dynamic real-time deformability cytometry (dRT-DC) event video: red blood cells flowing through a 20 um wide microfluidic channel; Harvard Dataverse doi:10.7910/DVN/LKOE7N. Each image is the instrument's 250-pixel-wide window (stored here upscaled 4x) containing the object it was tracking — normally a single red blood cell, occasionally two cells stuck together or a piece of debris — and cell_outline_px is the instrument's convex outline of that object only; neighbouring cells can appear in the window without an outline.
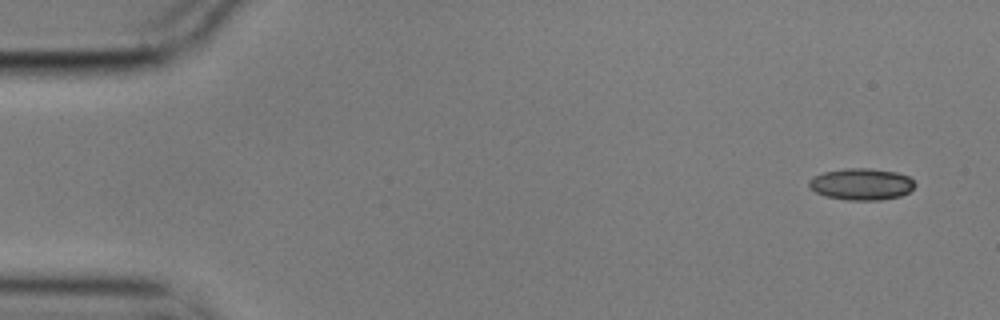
{"species": "common noctule bat (a hibernating species)", "species_latin": "Nyctalus noctula", "temperature_condition": "cold", "stored_images_in_passage": 54, "camera_frame_rate_fps": 3000, "um_per_image_px": 0.085, "animal": {"sex": "male", "body_mass_g": 17.9}, "frame": {"image": 1, "passage_image": 1, "time_ms": 0.0, "image_size_px": [1000, 320], "cell_outline_px": [[916, 184], [908, 192], [900, 196], [880, 200], [848, 200], [824, 196], [816, 192], [808, 184], [808, 180], [812, 176], [824, 172], [844, 168], [868, 168], [896, 172], [908, 176]], "centroid_in_image_um": [73.19, 15.65], "position_along_channel_um": 11.8, "area_um2": 19.54}}
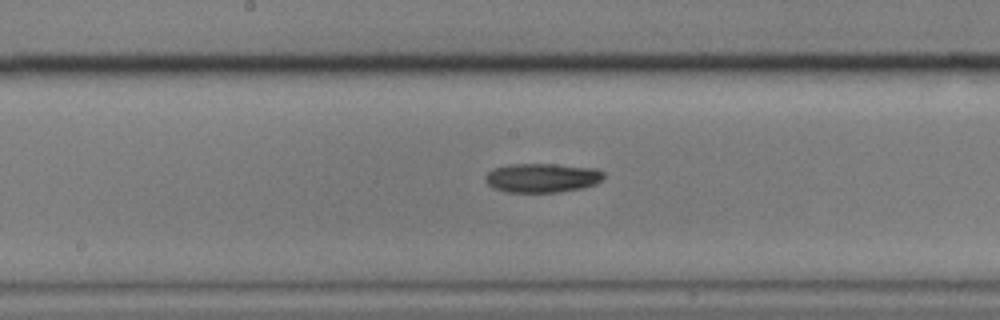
{"frame": {"image": 2, "passage_image": 27, "time_ms": 8.667, "image_size_px": [1000, 320], "cell_outline_px": [[604, 176], [596, 184], [584, 188], [560, 192], [508, 192], [496, 188], [488, 184], [484, 180], [484, 176], [492, 168], [508, 164], [556, 164], [596, 168], [604, 172]], "centroid_in_image_um": [46.09, 15.11], "position_along_channel_um": 202.1, "area_um2": 20.29}}
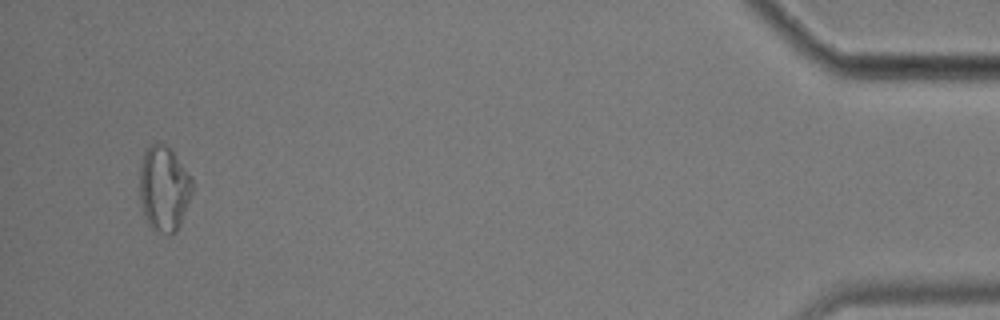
{"frame": {"image": 3, "passage_image": 52, "time_ms": 17.0, "image_size_px": [1000, 320], "cell_outline_px": [[192, 192], [180, 224], [176, 232], [168, 236], [152, 228], [148, 224], [140, 200], [140, 164], [144, 152], [148, 144], [164, 144], [172, 152], [192, 180]], "centroid_in_image_um": [13.91, 16.05], "position_along_channel_um": 421.3, "area_um2": 25.72}, "authors_computed_cell_mechanics": {"area_um2": 19.941, "velocity_mm_per_s": 3.5481, "shape_relaxation_time_tau1_ms": 3.3594, "shape_relaxation_time_tau2_ms": null, "deformation_change_tau1": 0.1136, "deformation_change_tau2": null}}